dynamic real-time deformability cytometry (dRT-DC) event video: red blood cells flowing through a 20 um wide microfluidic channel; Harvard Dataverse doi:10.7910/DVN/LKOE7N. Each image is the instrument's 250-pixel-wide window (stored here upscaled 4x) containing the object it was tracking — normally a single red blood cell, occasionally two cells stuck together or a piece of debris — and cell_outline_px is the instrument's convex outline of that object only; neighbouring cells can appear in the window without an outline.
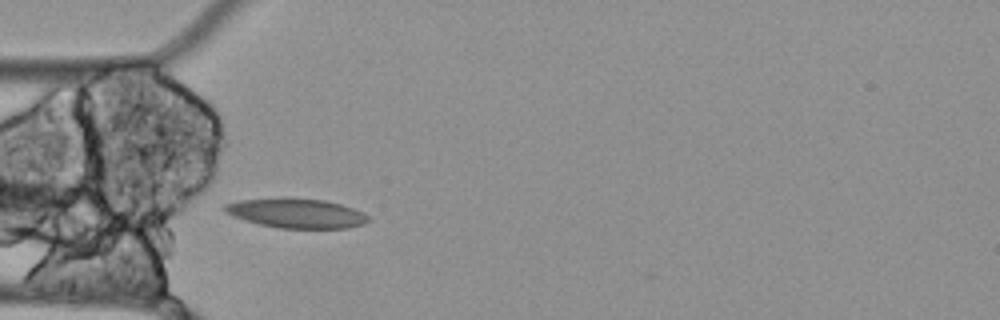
{"species": "Egyptian fruit bat (a non-hibernating species)", "species_latin": "Rousettus aegyptiacus", "temperature_condition": "cold", "stored_images_in_passage": 3, "camera_frame_rate_fps": 3000, "um_per_image_px": 0.085, "animal": {"sex": "female"}, "frame": {"image": 1, "passage_image": 1, "time_ms": 0.0, "image_size_px": [1000, 320], "cell_outline_px": [[372, 220], [364, 224], [348, 228], [276, 228], [244, 220], [232, 216], [224, 212], [220, 208], [224, 204], [240, 200], [280, 196], [324, 200], [340, 204], [364, 212]], "centroid_in_image_um": [25.15, 18.11], "position_along_channel_um": 59.8, "area_um2": 25.32}}